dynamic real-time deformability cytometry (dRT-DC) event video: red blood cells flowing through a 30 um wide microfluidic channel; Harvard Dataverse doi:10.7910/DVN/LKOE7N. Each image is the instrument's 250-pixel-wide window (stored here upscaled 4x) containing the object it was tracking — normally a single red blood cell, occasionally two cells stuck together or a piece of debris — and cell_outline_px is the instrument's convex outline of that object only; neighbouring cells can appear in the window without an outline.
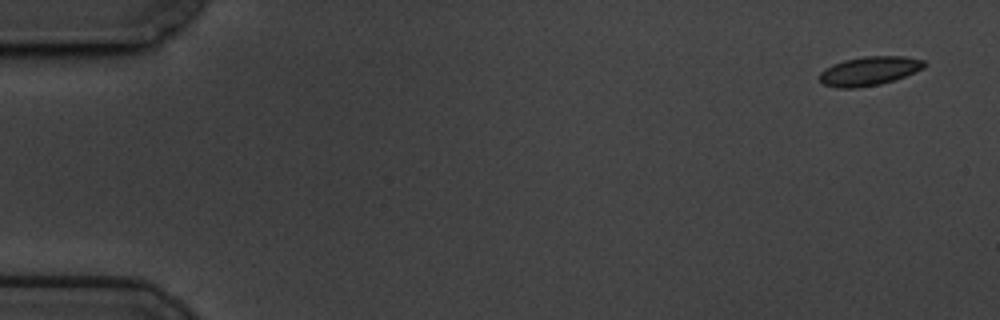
{"species": "common noctule bat (a hibernating species)", "species_latin": "Nyctalus noctula", "temperature_condition": "cold", "stored_images_in_passage": 9, "camera_frame_rate_fps": 3000, "um_per_image_px": 0.085, "animal": {"sex": "male", "body_mass_g": 19.5, "forearm_length_mm": 54.6}, "frame": {"image": 1, "passage_image": 1, "time_ms": 0.0, "image_size_px": [1000, 320], "cell_outline_px": [[928, 64], [924, 68], [896, 80], [880, 84], [856, 88], [836, 88], [824, 84], [820, 80], [820, 72], [832, 64], [844, 60], [864, 56], [904, 56], [924, 60]], "centroid_in_image_um": [73.92, 6.03], "position_along_channel_um": 11.1, "area_um2": 17.8}}
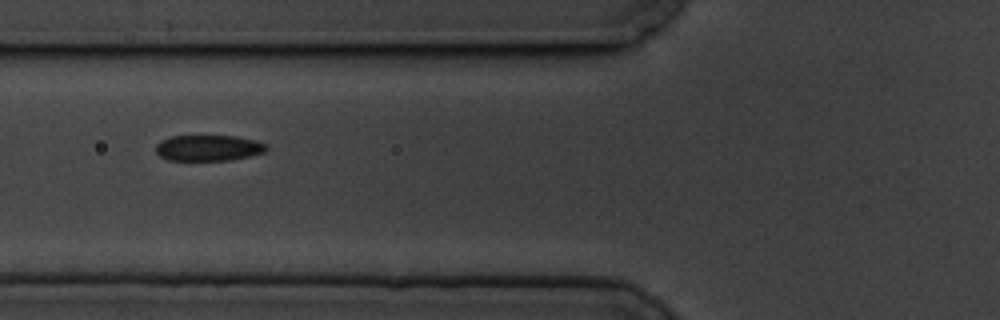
{"frame": {"image": 2, "passage_image": 7, "time_ms": 2.0, "image_size_px": [1000, 320], "cell_outline_px": [[268, 148], [264, 152], [232, 160], [168, 160], [160, 156], [156, 152], [156, 144], [160, 140], [172, 136], [236, 136], [256, 140], [264, 144]], "centroid_in_image_um": [17.69, 12.57], "position_along_channel_um": 108.1, "area_um2": 16.65}}
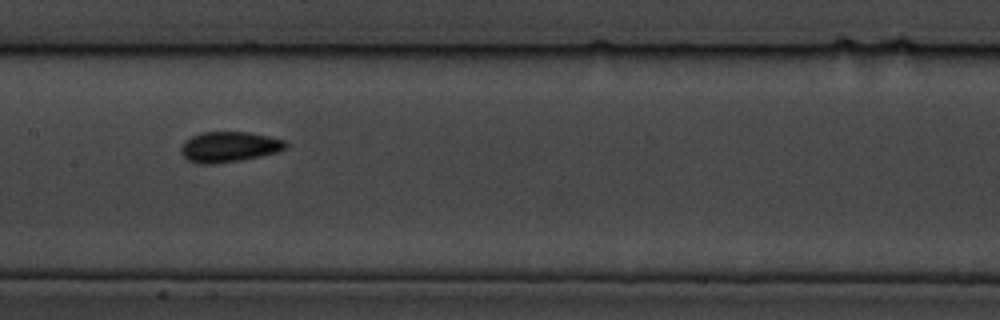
{"frame": {"image": 3, "passage_image": 9, "time_ms": 2.667, "image_size_px": [1000, 320], "cell_outline_px": [[288, 148], [276, 152], [260, 156], [240, 160], [216, 164], [196, 164], [188, 160], [180, 152], [180, 148], [184, 140], [200, 132], [248, 132], [268, 136], [284, 140], [288, 144]], "centroid_in_image_um": [19.44, 12.48], "position_along_channel_um": 188.0, "area_um2": 18.73}}